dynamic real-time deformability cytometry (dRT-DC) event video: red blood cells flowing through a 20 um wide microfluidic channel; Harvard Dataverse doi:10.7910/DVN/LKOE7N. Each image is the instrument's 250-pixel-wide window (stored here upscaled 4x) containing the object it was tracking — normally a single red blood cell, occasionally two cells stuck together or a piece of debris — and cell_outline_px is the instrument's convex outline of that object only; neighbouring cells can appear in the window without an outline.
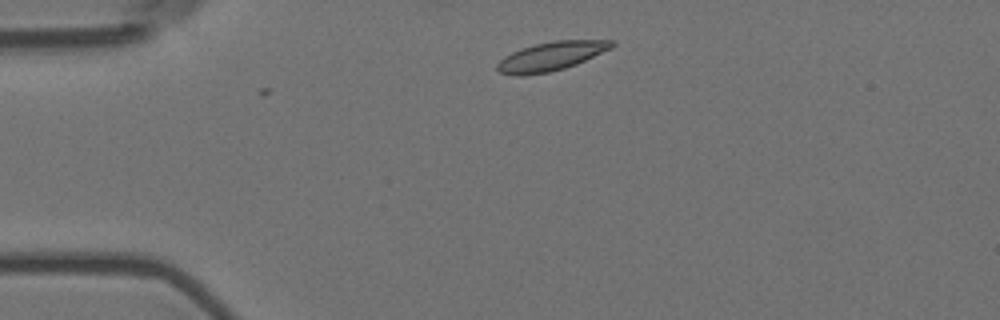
{"species": "Egyptian fruit bat (a non-hibernating species)", "species_latin": "Rousettus aegyptiacus", "temperature_condition": "room temperature", "stored_images_in_passage": 5, "camera_frame_rate_fps": 3000, "um_per_image_px": 0.085, "animal": {"sex": "female"}, "frame": {"image": 1, "passage_image": 1, "time_ms": 0.0, "image_size_px": [1000, 320], "cell_outline_px": [[616, 44], [612, 48], [576, 64], [564, 68], [548, 72], [520, 76], [500, 72], [496, 68], [496, 64], [504, 56], [512, 52], [536, 44], [556, 40], [616, 40]], "centroid_in_image_um": [46.87, 4.77], "position_along_channel_um": 38.1, "area_um2": 19.07}}